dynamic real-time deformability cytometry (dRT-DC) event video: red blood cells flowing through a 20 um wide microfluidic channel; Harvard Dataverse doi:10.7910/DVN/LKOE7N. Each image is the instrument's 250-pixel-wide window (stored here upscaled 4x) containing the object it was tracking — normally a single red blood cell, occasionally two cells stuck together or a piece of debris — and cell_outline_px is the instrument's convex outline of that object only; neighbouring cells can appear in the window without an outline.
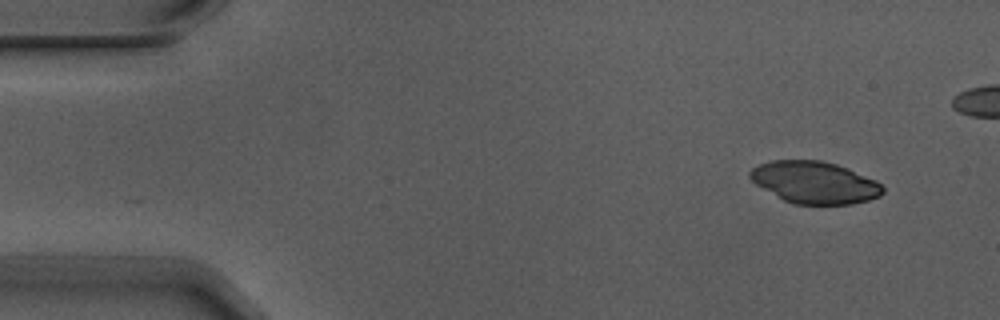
{"species": "Egyptian fruit bat (a non-hibernating species)", "species_latin": "Rousettus aegyptiacus", "temperature_condition": "warm", "stored_images_in_passage": 2, "camera_frame_rate_fps": 3000, "um_per_image_px": 0.085, "animal": {"sex": "male"}, "frame": {"image": 1, "passage_image": 2, "time_ms": 0.333, "image_size_px": [1000, 320], "cell_outline_px": [[884, 192], [880, 196], [868, 200], [852, 204], [796, 204], [784, 200], [756, 184], [748, 176], [748, 172], [752, 168], [760, 164], [772, 160], [820, 160], [836, 164], [848, 168], [876, 180], [884, 188]], "centroid_in_image_um": [69.25, 15.5], "position_along_channel_um": 15.7, "area_um2": 32.43}}